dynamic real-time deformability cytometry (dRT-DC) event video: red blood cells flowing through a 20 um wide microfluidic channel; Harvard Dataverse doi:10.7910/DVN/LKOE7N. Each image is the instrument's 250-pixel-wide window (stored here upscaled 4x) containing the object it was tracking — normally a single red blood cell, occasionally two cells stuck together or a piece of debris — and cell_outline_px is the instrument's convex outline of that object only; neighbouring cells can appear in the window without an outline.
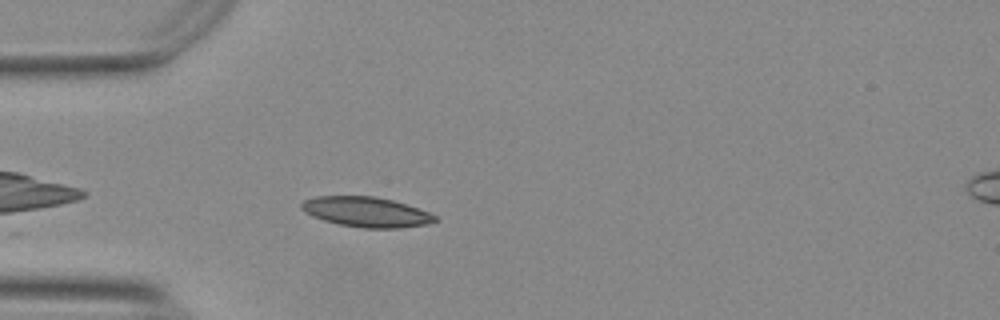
{"species": "Egyptian fruit bat (a non-hibernating species)", "species_latin": "Rousettus aegyptiacus", "temperature_condition": "warm", "stored_images_in_passage": 34, "camera_frame_rate_fps": 3000, "um_per_image_px": 0.085, "animal": {"sex": "female"}, "frame": {"image": 1, "passage_image": 2, "time_ms": 0.333, "image_size_px": [1000, 320], "cell_outline_px": [[436, 220], [428, 224], [400, 228], [364, 228], [340, 224], [324, 220], [312, 216], [304, 212], [300, 208], [300, 204], [304, 200], [316, 196], [376, 196], [392, 200], [428, 212], [436, 216]], "centroid_in_image_um": [31.09, 18.01], "position_along_channel_um": 53.9, "area_um2": 23.24}}
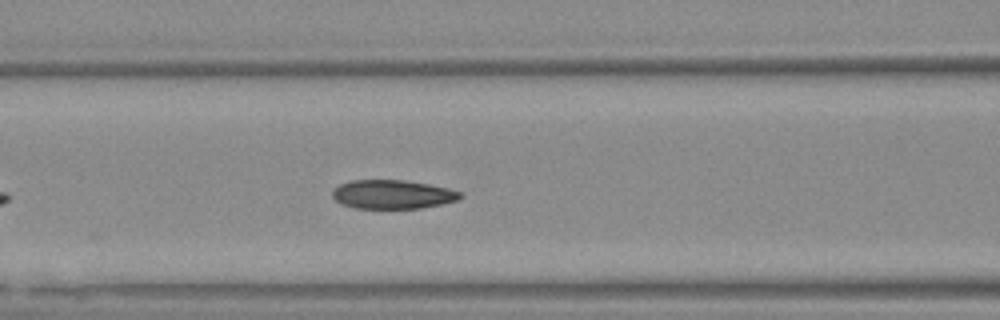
{"frame": {"image": 2, "passage_image": 9, "time_ms": 2.667, "image_size_px": [1000, 320], "cell_outline_px": [[464, 196], [456, 200], [444, 204], [420, 208], [356, 208], [340, 204], [332, 196], [332, 192], [340, 184], [352, 180], [404, 180], [428, 184], [448, 188], [460, 192]], "centroid_in_image_um": [33.37, 16.52], "position_along_channel_um": 133.2, "area_um2": 21.44}}
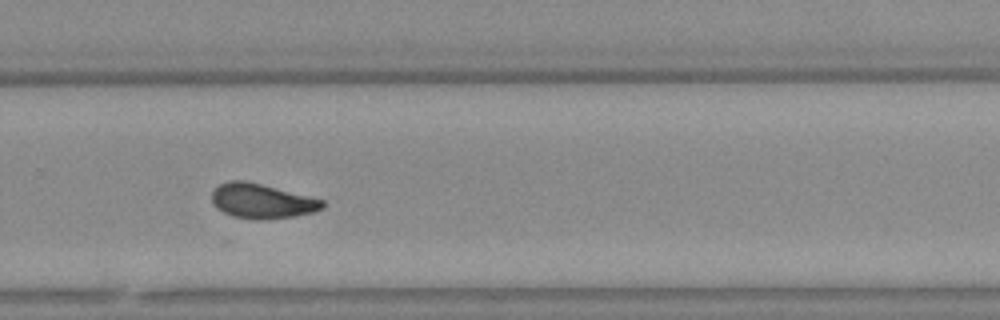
{"frame": {"image": 3, "passage_image": 23, "time_ms": 7.333, "image_size_px": [1000, 320], "cell_outline_px": [[324, 208], [316, 212], [296, 216], [264, 220], [256, 220], [232, 216], [216, 208], [212, 200], [212, 192], [220, 184], [228, 180], [244, 180], [324, 200]], "centroid_in_image_um": [22.27, 17.11], "position_along_channel_um": 307.5, "area_um2": 22.37}, "authors_computed_cell_mechanics": {"area_um2": 22.253, "velocity_mm_per_s": 3.7544, "shape_relaxation_time_tau1_ms": 5.6164, "shape_relaxation_time_tau2_ms": 1.8665, "deformation_change_tau1": 0.1544, "deformation_change_tau2": 0.0675}}